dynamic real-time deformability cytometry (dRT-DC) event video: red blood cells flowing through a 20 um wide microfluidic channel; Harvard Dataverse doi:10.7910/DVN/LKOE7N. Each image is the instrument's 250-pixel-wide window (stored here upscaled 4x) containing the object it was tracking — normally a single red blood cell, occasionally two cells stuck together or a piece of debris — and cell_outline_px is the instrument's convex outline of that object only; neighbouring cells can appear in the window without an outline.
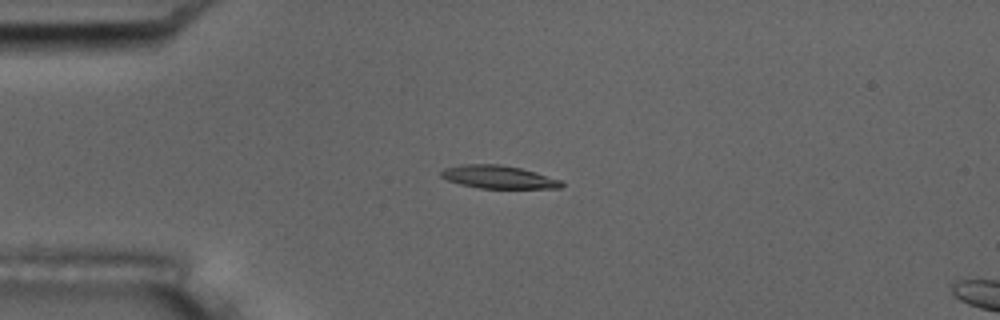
{"species": "common noctule bat (a hibernating species)", "species_latin": "Nyctalus noctula", "temperature_condition": "room temperature", "stored_images_in_passage": 55, "camera_frame_rate_fps": 3000, "um_per_image_px": 0.085, "animal": {"sex": "male", "body_mass_g": 17.5, "forearm_length_mm": 52.3}, "frame": {"image": 1, "passage_image": 14, "time_ms": 4.333, "image_size_px": [1000, 320], "cell_outline_px": [[564, 184], [560, 188], [480, 188], [460, 184], [448, 180], [440, 176], [440, 172], [444, 168], [460, 164], [500, 164], [520, 168], [536, 172], [564, 180]], "centroid_in_image_um": [42.39, 15.04], "position_along_channel_um": 42.6, "area_um2": 16.24}}
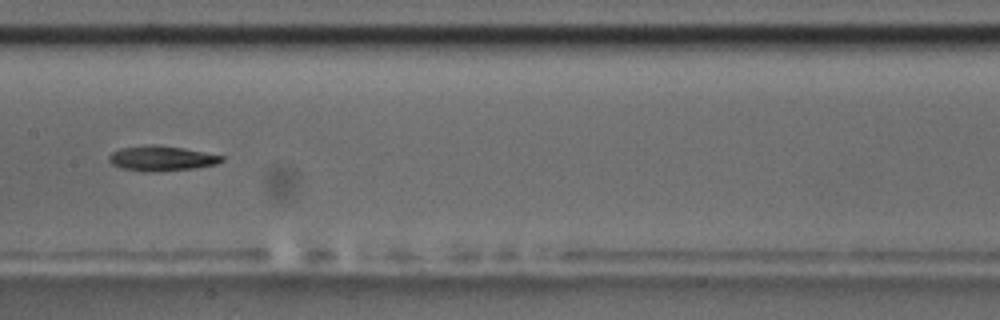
{"frame": {"image": 2, "passage_image": 28, "time_ms": 9.0, "image_size_px": [1000, 320], "cell_outline_px": [[224, 160], [216, 164], [196, 168], [160, 172], [144, 172], [120, 168], [112, 164], [108, 160], [108, 156], [112, 152], [120, 148], [152, 144], [184, 148], [224, 156]], "centroid_in_image_um": [13.71, 13.47], "position_along_channel_um": 193.7, "area_um2": 16.65}}
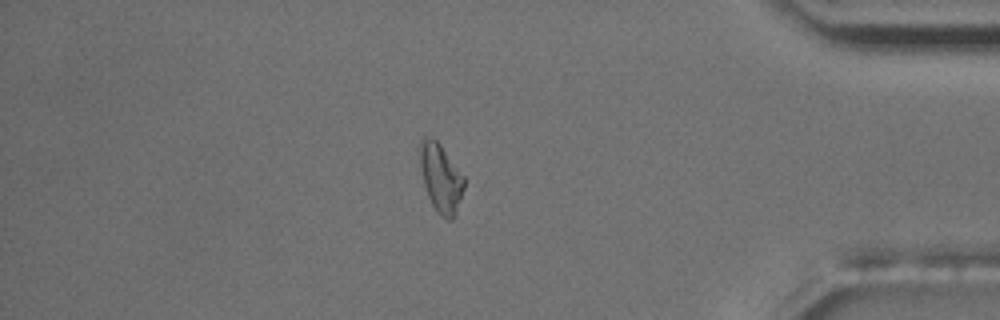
{"frame": {"image": 3, "passage_image": 47, "time_ms": 15.333, "image_size_px": [1000, 320], "cell_outline_px": [[464, 188], [456, 216], [452, 220], [448, 220], [440, 216], [436, 212], [428, 196], [424, 184], [420, 168], [420, 140], [424, 136], [436, 140], [440, 144], [464, 176]], "centroid_in_image_um": [37.48, 15.17], "position_along_channel_um": 397.7, "area_um2": 17.69}, "authors_computed_cell_mechanics": {"area_um2": 16.2418, "velocity_mm_per_s": 3.739, "shape_relaxation_time_tau1_ms": 3.6816, "shape_relaxation_time_tau2_ms": null, "deformation_change_tau1": 0.1572, "deformation_change_tau2": null}}